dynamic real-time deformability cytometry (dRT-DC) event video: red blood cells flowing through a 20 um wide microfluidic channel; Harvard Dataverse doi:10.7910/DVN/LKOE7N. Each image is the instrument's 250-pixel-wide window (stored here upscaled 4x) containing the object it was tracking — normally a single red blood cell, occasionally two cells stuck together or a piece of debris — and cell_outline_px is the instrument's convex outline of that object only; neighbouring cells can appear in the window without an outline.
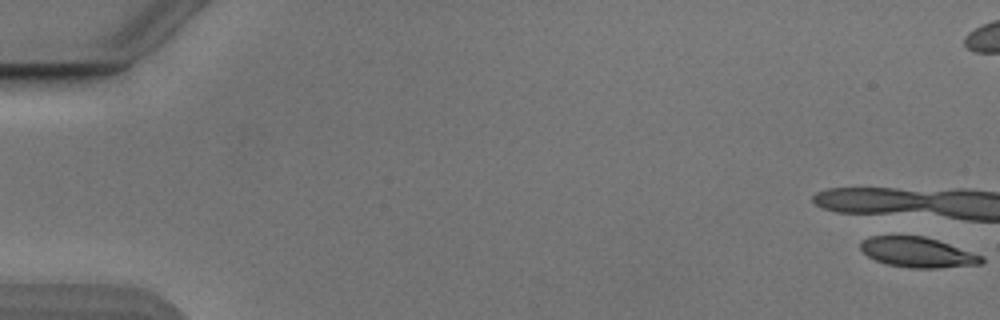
{"species": "Egyptian fruit bat (a non-hibernating species)", "species_latin": "Rousettus aegyptiacus", "temperature_condition": "cold", "stored_images_in_passage": 3, "camera_frame_rate_fps": 3000, "um_per_image_px": 0.085, "animal": {"sex": "male"}, "frame": {"image": 1, "passage_image": 1, "time_ms": 0.0, "image_size_px": [1000, 320], "cell_outline_px": [[984, 260], [980, 264], [936, 268], [912, 268], [888, 264], [876, 260], [868, 256], [860, 248], [860, 240], [868, 236], [924, 236], [984, 256]], "centroid_in_image_um": [77.97, 21.44], "position_along_channel_um": 7.0, "area_um2": 21.04}}